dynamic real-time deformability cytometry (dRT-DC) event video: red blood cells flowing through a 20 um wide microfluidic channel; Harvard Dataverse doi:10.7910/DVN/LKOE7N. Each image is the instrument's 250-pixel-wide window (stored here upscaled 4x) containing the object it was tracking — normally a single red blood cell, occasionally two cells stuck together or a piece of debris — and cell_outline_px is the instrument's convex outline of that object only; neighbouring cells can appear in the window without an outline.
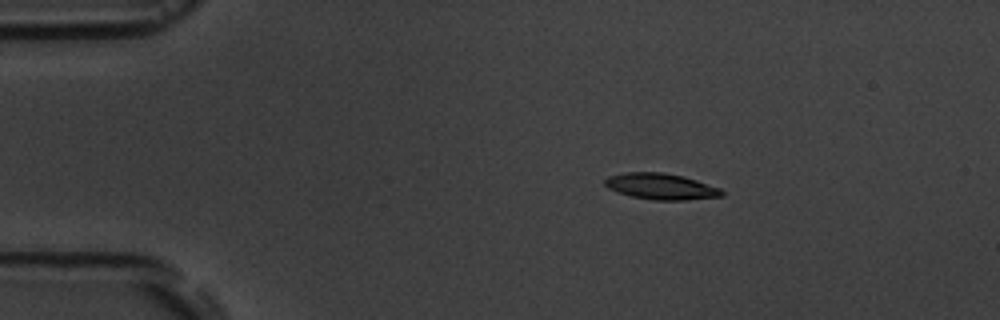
{"species": "common noctule bat (a hibernating species)", "species_latin": "Nyctalus noctula", "temperature_condition": "room temperature", "stored_images_in_passage": 3, "camera_frame_rate_fps": 3000, "um_per_image_px": 0.085, "animal": {"sex": "male", "body_mass_g": 19.5, "forearm_length_mm": 54.6}, "frame": {"image": 1, "passage_image": 1, "time_ms": 0.0, "image_size_px": [1000, 320], "cell_outline_px": [[724, 196], [684, 200], [652, 200], [632, 196], [616, 192], [608, 188], [604, 184], [604, 180], [608, 176], [624, 172], [664, 172], [684, 176], [720, 188], [724, 192]], "centroid_in_image_um": [56.16, 15.84], "position_along_channel_um": 28.8, "area_um2": 17.92}}